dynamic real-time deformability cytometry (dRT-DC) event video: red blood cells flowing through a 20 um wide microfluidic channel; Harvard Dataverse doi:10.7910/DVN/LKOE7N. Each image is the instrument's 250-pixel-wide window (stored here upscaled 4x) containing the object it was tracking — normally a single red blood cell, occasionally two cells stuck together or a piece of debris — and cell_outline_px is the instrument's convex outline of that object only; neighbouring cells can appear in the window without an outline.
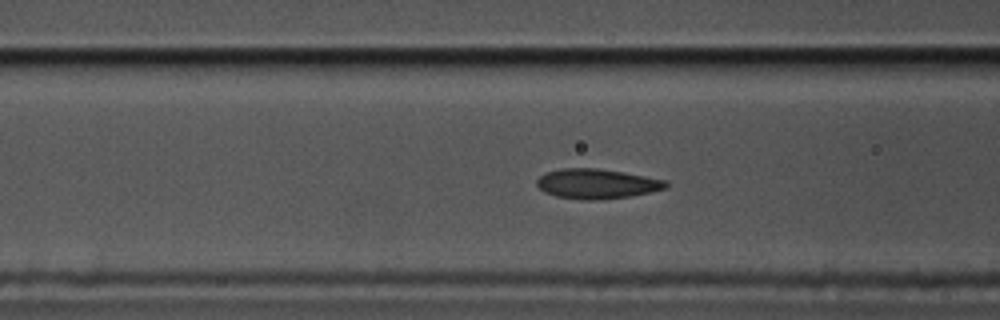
{"species": "common noctule bat (a hibernating species)", "species_latin": "Nyctalus noctula", "temperature_condition": "cold", "stored_images_in_passage": 49, "camera_frame_rate_fps": 3000, "um_per_image_px": 0.085, "animal": {"sex": "male", "body_mass_g": 17.5, "forearm_length_mm": 52.3}, "frame": {"image": 1, "passage_image": 11, "time_ms": 3.333, "image_size_px": [1000, 320], "cell_outline_px": [[668, 188], [632, 196], [596, 200], [580, 200], [556, 196], [544, 192], [536, 184], [536, 180], [540, 176], [548, 172], [564, 168], [596, 168], [624, 172], [668, 180]], "centroid_in_image_um": [50.76, 15.63], "position_along_channel_um": 115.8, "area_um2": 22.54}}
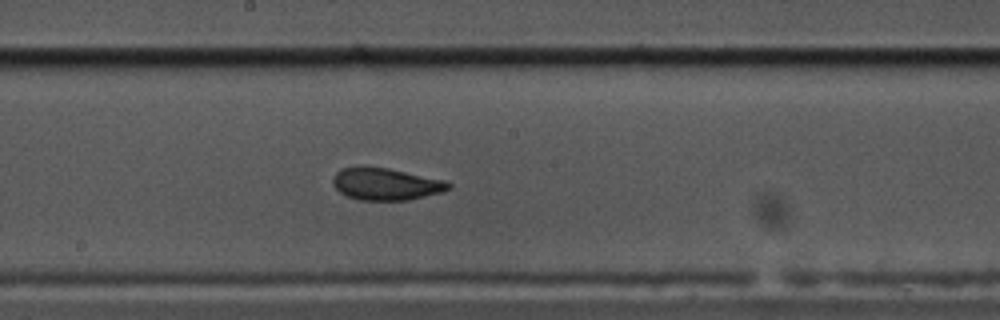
{"frame": {"image": 2, "passage_image": 20, "time_ms": 6.333, "image_size_px": [1000, 320], "cell_outline_px": [[452, 188], [444, 192], [408, 200], [360, 200], [348, 196], [340, 192], [332, 184], [332, 180], [336, 172], [344, 168], [364, 164], [388, 168], [444, 180], [452, 184]], "centroid_in_image_um": [32.8, 15.62], "position_along_channel_um": 215.4, "area_um2": 21.96}}
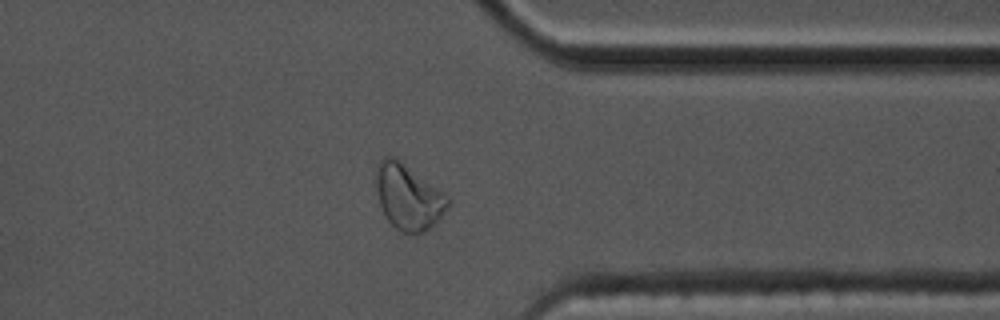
{"frame": {"image": 3, "passage_image": 35, "time_ms": 11.333, "image_size_px": [1000, 320], "cell_outline_px": [[448, 208], [436, 224], [424, 232], [416, 236], [400, 232], [384, 216], [380, 204], [376, 188], [376, 164], [384, 156], [396, 156], [444, 192], [448, 196]], "centroid_in_image_um": [34.71, 16.75], "position_along_channel_um": 376.7, "area_um2": 27.98}, "authors_computed_cell_mechanics": {"area_um2": 22.1952, "velocity_mm_per_s": 3.3274, "shape_relaxation_time_tau1_ms": 6.5658, "shape_relaxation_time_tau2_ms": 1.49, "deformation_change_tau1": 0.1639, "deformation_change_tau2": 0.072}}